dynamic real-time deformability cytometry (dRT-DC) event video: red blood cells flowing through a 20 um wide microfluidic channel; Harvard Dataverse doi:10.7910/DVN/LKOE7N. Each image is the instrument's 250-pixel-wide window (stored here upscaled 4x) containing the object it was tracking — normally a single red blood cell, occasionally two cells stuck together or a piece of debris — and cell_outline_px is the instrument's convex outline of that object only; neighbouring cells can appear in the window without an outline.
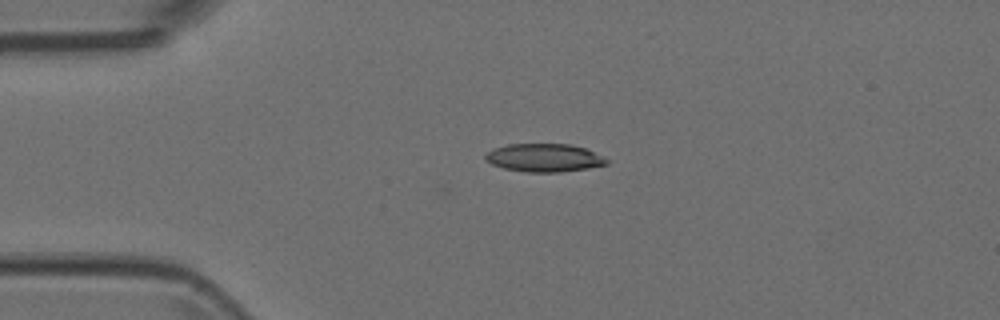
{"species": "Egyptian fruit bat (a non-hibernating species)", "species_latin": "Rousettus aegyptiacus", "temperature_condition": "room temperature", "stored_images_in_passage": 6, "camera_frame_rate_fps": 3000, "um_per_image_px": 0.085, "animal": {"sex": "female"}, "frame": {"image": 1, "passage_image": 5, "time_ms": 1.333, "image_size_px": [1000, 320], "cell_outline_px": [[608, 164], [588, 168], [560, 172], [524, 172], [504, 168], [492, 164], [484, 156], [492, 148], [508, 144], [572, 144], [584, 148], [608, 160]], "centroid_in_image_um": [46.23, 13.41], "position_along_channel_um": 38.8, "area_um2": 19.71}}